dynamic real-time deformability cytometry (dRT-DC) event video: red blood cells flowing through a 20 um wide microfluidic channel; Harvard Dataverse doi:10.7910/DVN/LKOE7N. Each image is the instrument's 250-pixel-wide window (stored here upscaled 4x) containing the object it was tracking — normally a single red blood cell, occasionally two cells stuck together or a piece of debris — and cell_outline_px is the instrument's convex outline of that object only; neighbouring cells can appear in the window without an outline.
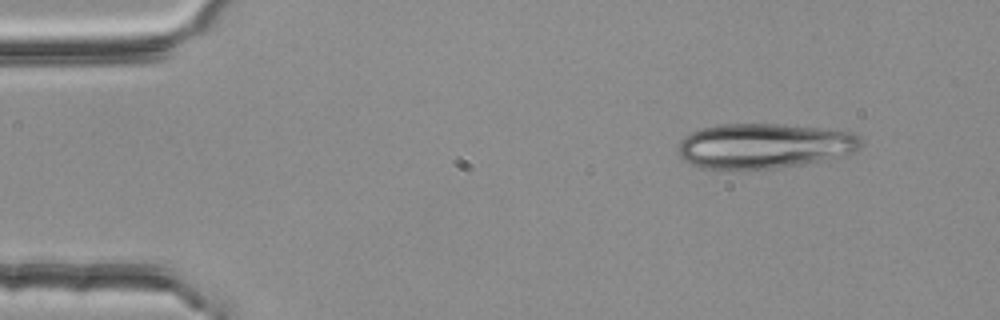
{"species": "common noctule bat (a hibernating species)", "species_latin": "Nyctalus noctula", "temperature_condition": "room temperature", "stored_images_in_passage": 48, "segment_of_instrument_passage": [1, 2], "camera_frame_rate_fps": 3000, "um_per_image_px": 0.085, "animal": {"sex": "female", "body_mass_g": 25.1}, "frame": {"image": 1, "passage_image": 1, "time_ms": 0.0, "image_size_px": [1000, 320], "cell_outline_px": [[860, 148], [856, 152], [820, 160], [780, 168], [700, 168], [688, 164], [680, 156], [680, 140], [684, 136], [692, 132], [704, 128], [720, 124], [776, 124], [820, 128], [852, 132], [860, 136]], "centroid_in_image_um": [64.94, 12.39], "position_along_channel_um": 20.1, "area_um2": 47.45}}